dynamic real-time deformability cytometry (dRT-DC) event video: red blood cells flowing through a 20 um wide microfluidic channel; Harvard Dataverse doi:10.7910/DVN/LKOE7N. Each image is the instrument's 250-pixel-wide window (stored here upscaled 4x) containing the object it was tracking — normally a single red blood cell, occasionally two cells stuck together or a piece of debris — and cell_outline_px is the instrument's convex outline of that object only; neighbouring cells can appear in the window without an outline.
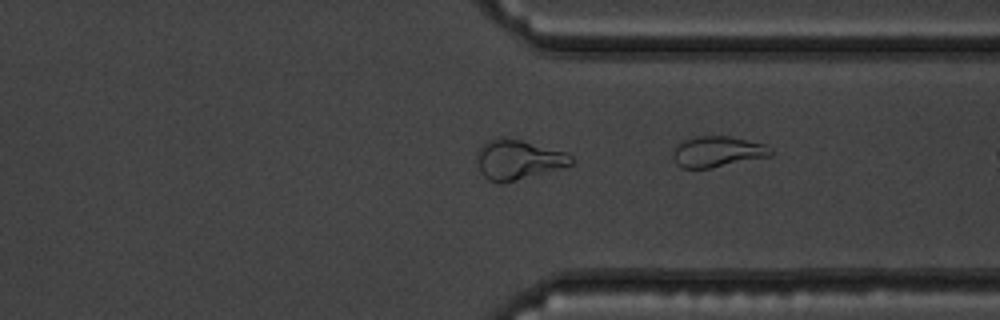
{"species": "common noctule bat (a hibernating species)", "species_latin": "Nyctalus noctula", "temperature_condition": "warm", "stored_images_in_passage": 36, "camera_frame_rate_fps": 3000, "um_per_image_px": 0.085, "animal": {"sex": "male", "body_mass_g": 19.5, "forearm_length_mm": 54.6}, "frame": {"image": 1, "passage_image": 36, "time_ms": 11.667, "image_size_px": [1000, 320], "cell_outline_px": [[772, 156], [708, 168], [680, 168], [676, 164], [672, 156], [672, 152], [684, 140], [696, 136], [728, 136], [764, 144], [772, 148]], "centroid_in_image_um": [60.99, 12.9], "position_along_channel_um": 350.4, "area_um2": 17.4}}